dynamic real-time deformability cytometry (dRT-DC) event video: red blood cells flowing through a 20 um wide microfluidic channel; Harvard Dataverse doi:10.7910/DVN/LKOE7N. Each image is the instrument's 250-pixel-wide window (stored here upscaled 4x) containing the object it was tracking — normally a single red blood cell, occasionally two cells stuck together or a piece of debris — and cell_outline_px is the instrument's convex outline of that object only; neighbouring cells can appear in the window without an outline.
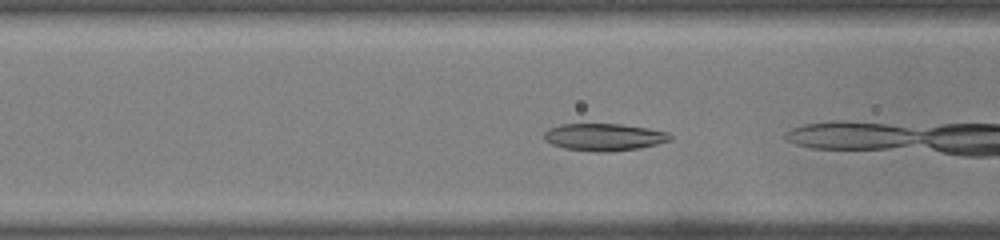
{"species": "common noctule bat (a hibernating species)", "species_latin": "Nyctalus noctula", "temperature_condition": "warm", "stored_images_in_passage": 13, "camera_frame_rate_fps": 3000, "um_per_image_px": 0.085, "animal": {"sex": "male", "body_mass_g": 19.0, "forearm_length_mm": 50.8}, "frame": {"image": 1, "passage_image": 8, "time_ms": 2.333, "image_size_px": [1000, 240], "cell_outline_px": [[672, 140], [640, 148], [608, 152], [596, 152], [564, 148], [552, 144], [544, 140], [544, 132], [548, 128], [560, 124], [620, 124], [648, 128], [668, 132], [672, 136]], "centroid_in_image_um": [51.34, 11.65], "position_along_channel_um": 115.3, "area_um2": 20.11}}